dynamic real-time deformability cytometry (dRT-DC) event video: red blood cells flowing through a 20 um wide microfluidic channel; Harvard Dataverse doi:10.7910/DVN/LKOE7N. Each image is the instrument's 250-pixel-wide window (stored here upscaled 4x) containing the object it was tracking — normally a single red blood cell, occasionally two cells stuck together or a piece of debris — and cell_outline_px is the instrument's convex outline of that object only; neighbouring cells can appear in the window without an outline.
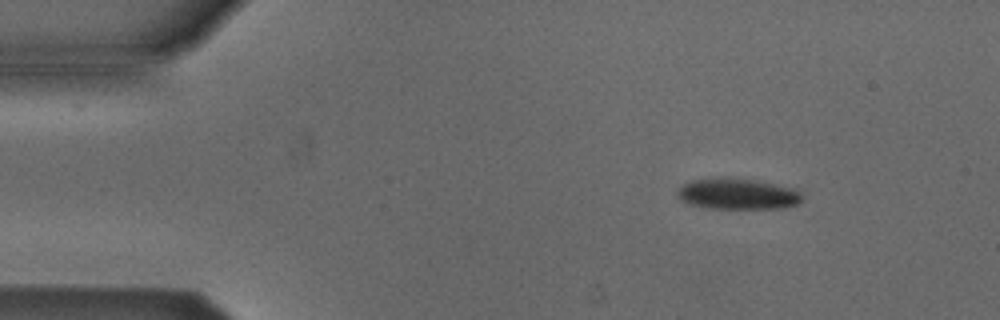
{"species": "Egyptian fruit bat (a non-hibernating species)", "species_latin": "Rousettus aegyptiacus", "temperature_condition": "cold", "stored_images_in_passage": 4, "camera_frame_rate_fps": 3000, "um_per_image_px": 0.085, "animal": {"sex": "male"}, "frame": {"image": 1, "passage_image": 2, "time_ms": 1.0, "image_size_px": [1000, 320], "cell_outline_px": [[800, 200], [796, 204], [784, 208], [708, 208], [688, 204], [680, 200], [676, 196], [676, 192], [688, 180], [720, 176], [728, 176], [756, 180], [796, 188], [800, 192]], "centroid_in_image_um": [62.63, 16.45], "position_along_channel_um": 22.4, "area_um2": 22.95}}